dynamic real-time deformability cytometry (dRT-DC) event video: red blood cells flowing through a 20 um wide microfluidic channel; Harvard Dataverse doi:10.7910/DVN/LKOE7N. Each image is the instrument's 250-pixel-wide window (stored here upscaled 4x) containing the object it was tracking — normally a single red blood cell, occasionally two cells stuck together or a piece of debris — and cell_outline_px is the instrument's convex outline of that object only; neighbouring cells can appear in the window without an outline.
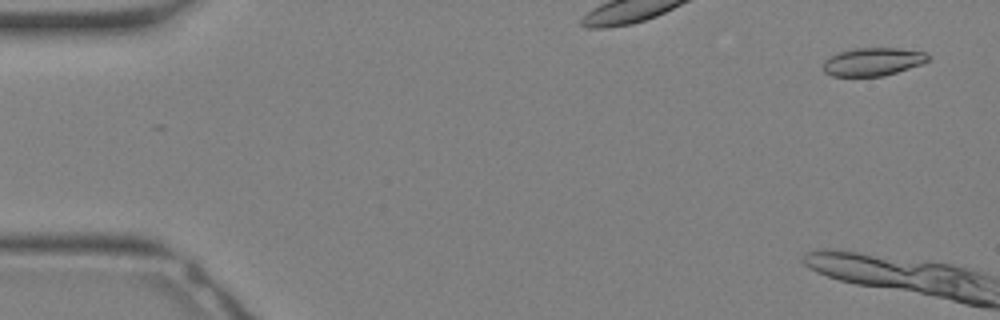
{"species": "Egyptian fruit bat (a non-hibernating species)", "species_latin": "Rousettus aegyptiacus", "temperature_condition": "warm", "stored_images_in_passage": 2, "camera_frame_rate_fps": 3000, "um_per_image_px": 0.085, "animal": {"sex": "female"}, "frame": {"image": 1, "passage_image": 1, "time_ms": 0.0, "image_size_px": [1000, 320], "cell_outline_px": [[928, 60], [920, 64], [884, 76], [832, 76], [824, 72], [824, 60], [828, 56], [840, 52], [856, 48], [900, 48], [924, 52], [928, 56]], "centroid_in_image_um": [74.15, 5.24], "position_along_channel_um": 10.9, "area_um2": 16.99}}